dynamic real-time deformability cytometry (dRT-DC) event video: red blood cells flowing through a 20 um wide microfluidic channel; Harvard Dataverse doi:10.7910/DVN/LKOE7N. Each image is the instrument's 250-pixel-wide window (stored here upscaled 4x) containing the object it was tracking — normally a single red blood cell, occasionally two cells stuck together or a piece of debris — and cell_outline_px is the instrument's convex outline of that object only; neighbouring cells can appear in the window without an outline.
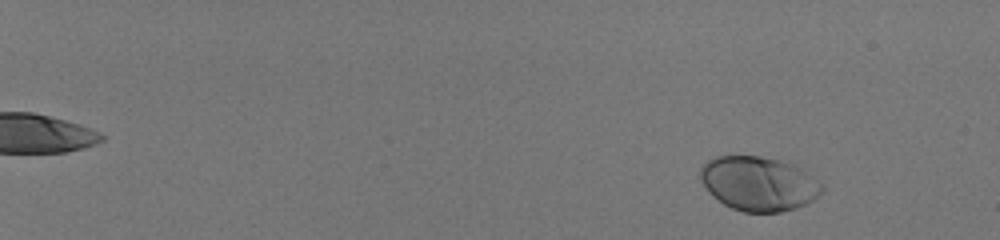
{"species": "human", "species_latin": "Homo sapiens", "temperature_condition": "room temperature", "stored_images_in_passage": 58, "camera_frame_rate_fps": 3000, "um_per_image_px": 0.085, "donor": {"sex": "male"}, "frame": {"image": 1, "passage_image": 8, "time_ms": 2.333, "image_size_px": [1000, 240], "cell_outline_px": [[824, 188], [812, 200], [796, 208], [780, 212], [744, 212], [732, 208], [724, 204], [708, 192], [700, 180], [700, 168], [708, 160], [716, 156], [760, 156], [792, 164], [824, 184]], "centroid_in_image_um": [64.45, 15.61], "position_along_channel_um": 20.5, "area_um2": 38.15}}
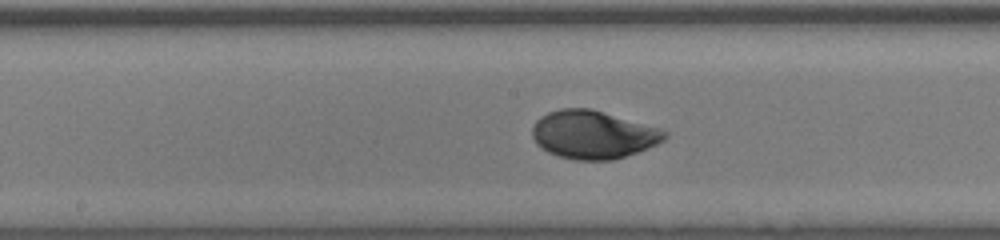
{"frame": {"image": 2, "passage_image": 37, "time_ms": 12.0, "image_size_px": [1000, 240], "cell_outline_px": [[668, 136], [664, 140], [656, 144], [636, 152], [612, 160], [576, 160], [560, 156], [548, 152], [536, 144], [532, 136], [532, 128], [536, 120], [540, 116], [548, 112], [560, 108], [592, 108], [660, 128], [668, 132]], "centroid_in_image_um": [50.4, 11.43], "position_along_channel_um": 197.8, "area_um2": 37.17}}
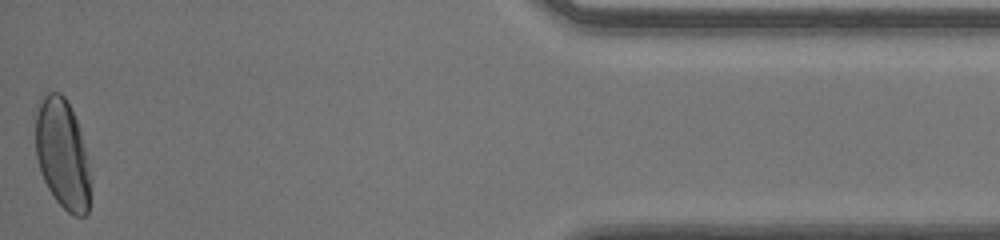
{"frame": {"image": 3, "passage_image": 58, "time_ms": 19.0, "image_size_px": [1000, 240], "cell_outline_px": [[88, 212], [84, 216], [72, 216], [56, 200], [48, 188], [40, 172], [36, 156], [36, 116], [40, 100], [48, 92], [60, 92], [64, 96], [80, 128], [88, 172]], "centroid_in_image_um": [5.27, 13.09], "position_along_channel_um": 429.9, "area_um2": 34.33}, "authors_computed_cell_mechanics": {"area_um2": 36.4718, "velocity_mm_per_s": 4.0485, "shape_relaxation_time_tau1_ms": 2.4595, "shape_relaxation_time_tau2_ms": 6.3881, "deformation_change_tau1": 0.1463, "deformation_change_tau2": null}}